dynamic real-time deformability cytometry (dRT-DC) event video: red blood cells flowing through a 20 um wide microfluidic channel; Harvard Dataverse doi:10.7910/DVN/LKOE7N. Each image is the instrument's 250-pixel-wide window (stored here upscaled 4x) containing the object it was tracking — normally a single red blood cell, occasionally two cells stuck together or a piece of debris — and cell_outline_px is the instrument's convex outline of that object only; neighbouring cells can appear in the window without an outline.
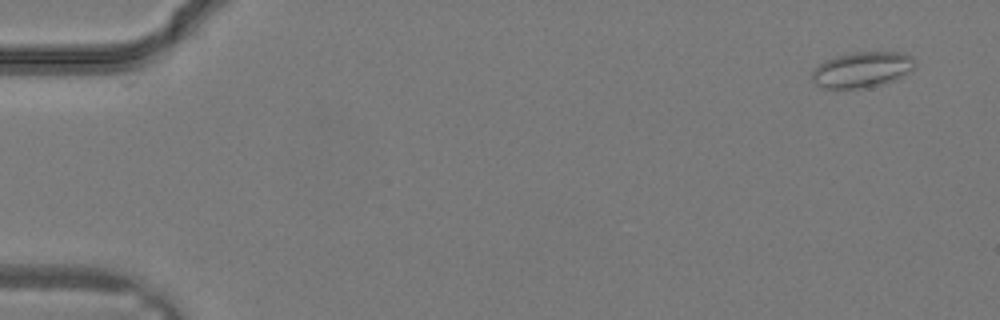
{"species": "common noctule bat (a hibernating species)", "species_latin": "Nyctalus noctula", "temperature_condition": "warm", "stored_images_in_passage": 25, "camera_frame_rate_fps": 3000, "um_per_image_px": 0.085, "animal": {"sex": "male", "body_mass_g": 19.2, "forearm_length_mm": 51.8}, "frame": {"image": 1, "passage_image": 2, "time_ms": 0.333, "image_size_px": [1000, 320], "cell_outline_px": [[916, 64], [912, 68], [900, 76], [884, 84], [860, 88], [820, 88], [812, 80], [812, 72], [824, 60], [836, 56], [852, 52], [900, 52], [912, 56]], "centroid_in_image_um": [73.24, 5.91], "position_along_channel_um": 11.8, "area_um2": 21.15}}
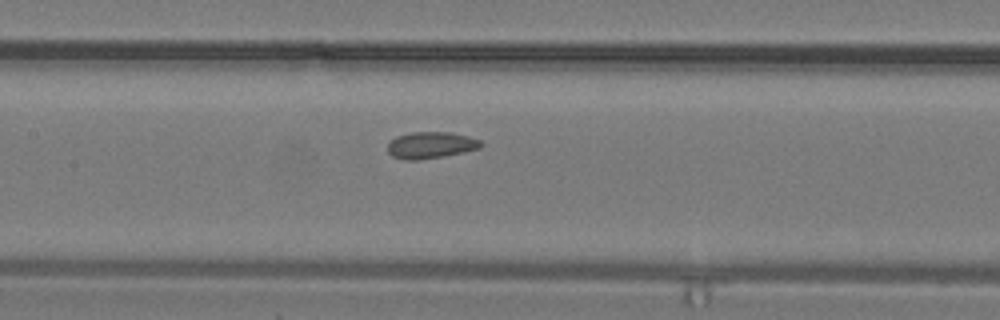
{"frame": {"image": 2, "passage_image": 16, "time_ms": 5.0, "image_size_px": [1000, 320], "cell_outline_px": [[484, 144], [480, 148], [464, 152], [444, 156], [416, 160], [404, 160], [392, 156], [388, 152], [388, 144], [396, 136], [412, 132], [452, 132], [468, 136], [480, 140]], "centroid_in_image_um": [36.63, 12.33], "position_along_channel_um": 170.8, "area_um2": 14.51}}
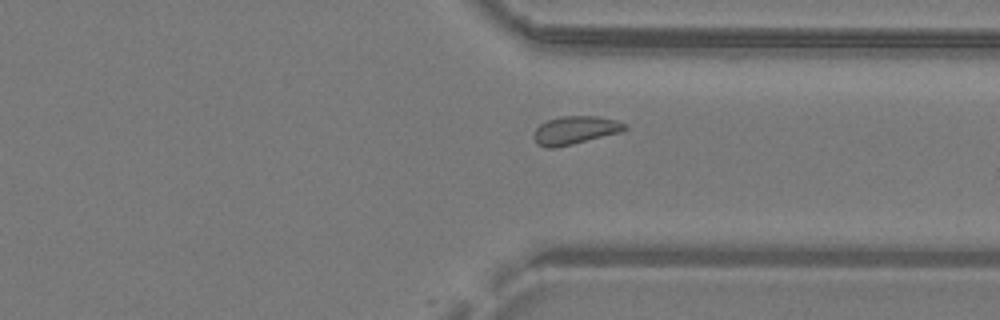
{"frame": {"image": 3, "passage_image": 25, "time_ms": 8.0, "image_size_px": [1000, 320], "cell_outline_px": [[628, 128], [620, 132], [556, 148], [544, 148], [536, 144], [532, 136], [536, 128], [540, 124], [548, 120], [560, 116], [596, 116], [616, 120], [624, 124]], "centroid_in_image_um": [48.82, 11.08], "position_along_channel_um": 362.6, "area_um2": 14.91}}